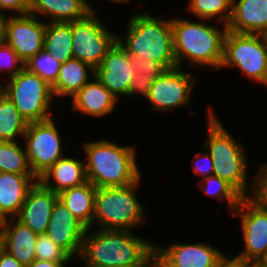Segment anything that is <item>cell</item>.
<instances>
[{"mask_svg": "<svg viewBox=\"0 0 267 267\" xmlns=\"http://www.w3.org/2000/svg\"><path fill=\"white\" fill-rule=\"evenodd\" d=\"M154 250L155 243L135 231L90 228L86 231L78 259L85 267L138 265Z\"/></svg>", "mask_w": 267, "mask_h": 267, "instance_id": "6da1fadb", "label": "cell"}, {"mask_svg": "<svg viewBox=\"0 0 267 267\" xmlns=\"http://www.w3.org/2000/svg\"><path fill=\"white\" fill-rule=\"evenodd\" d=\"M205 20L193 21L182 17H171L173 31V50L177 67L194 66L202 71L204 67L220 70L223 60L224 38L227 25L218 27Z\"/></svg>", "mask_w": 267, "mask_h": 267, "instance_id": "7a4b0ae2", "label": "cell"}, {"mask_svg": "<svg viewBox=\"0 0 267 267\" xmlns=\"http://www.w3.org/2000/svg\"><path fill=\"white\" fill-rule=\"evenodd\" d=\"M82 147L87 180L96 188L122 187L142 178L133 145L121 146L102 137L84 141Z\"/></svg>", "mask_w": 267, "mask_h": 267, "instance_id": "3957f363", "label": "cell"}, {"mask_svg": "<svg viewBox=\"0 0 267 267\" xmlns=\"http://www.w3.org/2000/svg\"><path fill=\"white\" fill-rule=\"evenodd\" d=\"M207 106L208 141L203 143V148L209 150L208 153L213 160V175L230 183L243 197H249V190L252 189L249 185L253 187V180L247 181L249 158L246 156L244 145L224 127L211 104Z\"/></svg>", "mask_w": 267, "mask_h": 267, "instance_id": "277c9868", "label": "cell"}, {"mask_svg": "<svg viewBox=\"0 0 267 267\" xmlns=\"http://www.w3.org/2000/svg\"><path fill=\"white\" fill-rule=\"evenodd\" d=\"M132 14L124 35H117V40L127 53L130 56L140 55L143 59L155 60L167 70L177 68L171 19L164 20L141 11Z\"/></svg>", "mask_w": 267, "mask_h": 267, "instance_id": "5b68a950", "label": "cell"}, {"mask_svg": "<svg viewBox=\"0 0 267 267\" xmlns=\"http://www.w3.org/2000/svg\"><path fill=\"white\" fill-rule=\"evenodd\" d=\"M141 178L122 187L97 188L94 198V224L97 229L133 231L146 222L144 204L137 197Z\"/></svg>", "mask_w": 267, "mask_h": 267, "instance_id": "8992f818", "label": "cell"}, {"mask_svg": "<svg viewBox=\"0 0 267 267\" xmlns=\"http://www.w3.org/2000/svg\"><path fill=\"white\" fill-rule=\"evenodd\" d=\"M1 92L9 98L27 123L53 118L50 112L54 98L51 86L37 74L23 68L15 77L3 79Z\"/></svg>", "mask_w": 267, "mask_h": 267, "instance_id": "52a82bcc", "label": "cell"}, {"mask_svg": "<svg viewBox=\"0 0 267 267\" xmlns=\"http://www.w3.org/2000/svg\"><path fill=\"white\" fill-rule=\"evenodd\" d=\"M236 68L248 79L267 87L266 35L227 31L220 69Z\"/></svg>", "mask_w": 267, "mask_h": 267, "instance_id": "ba28073f", "label": "cell"}, {"mask_svg": "<svg viewBox=\"0 0 267 267\" xmlns=\"http://www.w3.org/2000/svg\"><path fill=\"white\" fill-rule=\"evenodd\" d=\"M91 11L86 17L72 21L73 58L88 64L92 69L99 67L108 50L117 41L116 32Z\"/></svg>", "mask_w": 267, "mask_h": 267, "instance_id": "9c48e42d", "label": "cell"}, {"mask_svg": "<svg viewBox=\"0 0 267 267\" xmlns=\"http://www.w3.org/2000/svg\"><path fill=\"white\" fill-rule=\"evenodd\" d=\"M56 119L28 123L23 143L32 173L39 178L50 166L64 156L62 137Z\"/></svg>", "mask_w": 267, "mask_h": 267, "instance_id": "30bf717a", "label": "cell"}, {"mask_svg": "<svg viewBox=\"0 0 267 267\" xmlns=\"http://www.w3.org/2000/svg\"><path fill=\"white\" fill-rule=\"evenodd\" d=\"M198 80V76L183 67L167 70L152 82L146 101L158 112H171L186 107L190 105L192 90Z\"/></svg>", "mask_w": 267, "mask_h": 267, "instance_id": "8fae6325", "label": "cell"}, {"mask_svg": "<svg viewBox=\"0 0 267 267\" xmlns=\"http://www.w3.org/2000/svg\"><path fill=\"white\" fill-rule=\"evenodd\" d=\"M232 216L240 219L245 248L234 257L242 261H262L267 255V208L250 197H243Z\"/></svg>", "mask_w": 267, "mask_h": 267, "instance_id": "7c38bea8", "label": "cell"}, {"mask_svg": "<svg viewBox=\"0 0 267 267\" xmlns=\"http://www.w3.org/2000/svg\"><path fill=\"white\" fill-rule=\"evenodd\" d=\"M32 14L6 17L3 41L25 63L44 48L46 21Z\"/></svg>", "mask_w": 267, "mask_h": 267, "instance_id": "4fadbf2b", "label": "cell"}, {"mask_svg": "<svg viewBox=\"0 0 267 267\" xmlns=\"http://www.w3.org/2000/svg\"><path fill=\"white\" fill-rule=\"evenodd\" d=\"M155 253L157 267H216L226 255L206 242L155 244Z\"/></svg>", "mask_w": 267, "mask_h": 267, "instance_id": "5bb4252c", "label": "cell"}, {"mask_svg": "<svg viewBox=\"0 0 267 267\" xmlns=\"http://www.w3.org/2000/svg\"><path fill=\"white\" fill-rule=\"evenodd\" d=\"M135 71L130 55L117 40L108 50L94 77L117 99L127 97Z\"/></svg>", "mask_w": 267, "mask_h": 267, "instance_id": "9a60e30c", "label": "cell"}, {"mask_svg": "<svg viewBox=\"0 0 267 267\" xmlns=\"http://www.w3.org/2000/svg\"><path fill=\"white\" fill-rule=\"evenodd\" d=\"M86 231L87 228L58 199L45 234L71 258L78 259Z\"/></svg>", "mask_w": 267, "mask_h": 267, "instance_id": "2e32d148", "label": "cell"}, {"mask_svg": "<svg viewBox=\"0 0 267 267\" xmlns=\"http://www.w3.org/2000/svg\"><path fill=\"white\" fill-rule=\"evenodd\" d=\"M58 193L43 186L38 180L30 188L16 217L36 234H45Z\"/></svg>", "mask_w": 267, "mask_h": 267, "instance_id": "e0dca14e", "label": "cell"}, {"mask_svg": "<svg viewBox=\"0 0 267 267\" xmlns=\"http://www.w3.org/2000/svg\"><path fill=\"white\" fill-rule=\"evenodd\" d=\"M38 234L17 218H8L1 223V247L25 267L35 260V245Z\"/></svg>", "mask_w": 267, "mask_h": 267, "instance_id": "ac0fdd59", "label": "cell"}, {"mask_svg": "<svg viewBox=\"0 0 267 267\" xmlns=\"http://www.w3.org/2000/svg\"><path fill=\"white\" fill-rule=\"evenodd\" d=\"M228 31L267 35V0H232Z\"/></svg>", "mask_w": 267, "mask_h": 267, "instance_id": "d6986e66", "label": "cell"}, {"mask_svg": "<svg viewBox=\"0 0 267 267\" xmlns=\"http://www.w3.org/2000/svg\"><path fill=\"white\" fill-rule=\"evenodd\" d=\"M34 174L0 172V220L16 218L30 188L36 183Z\"/></svg>", "mask_w": 267, "mask_h": 267, "instance_id": "ffe728a7", "label": "cell"}, {"mask_svg": "<svg viewBox=\"0 0 267 267\" xmlns=\"http://www.w3.org/2000/svg\"><path fill=\"white\" fill-rule=\"evenodd\" d=\"M71 98V111L90 117H104L112 114L117 100L95 77Z\"/></svg>", "mask_w": 267, "mask_h": 267, "instance_id": "44dd1931", "label": "cell"}, {"mask_svg": "<svg viewBox=\"0 0 267 267\" xmlns=\"http://www.w3.org/2000/svg\"><path fill=\"white\" fill-rule=\"evenodd\" d=\"M37 180L55 193L88 182L84 161L65 155L43 172Z\"/></svg>", "mask_w": 267, "mask_h": 267, "instance_id": "7402d4cb", "label": "cell"}, {"mask_svg": "<svg viewBox=\"0 0 267 267\" xmlns=\"http://www.w3.org/2000/svg\"><path fill=\"white\" fill-rule=\"evenodd\" d=\"M89 0H30V14L43 15L48 22H72L97 11Z\"/></svg>", "mask_w": 267, "mask_h": 267, "instance_id": "603a6c76", "label": "cell"}, {"mask_svg": "<svg viewBox=\"0 0 267 267\" xmlns=\"http://www.w3.org/2000/svg\"><path fill=\"white\" fill-rule=\"evenodd\" d=\"M94 77V69L88 64L71 58L61 63L58 78L51 86L55 98H73Z\"/></svg>", "mask_w": 267, "mask_h": 267, "instance_id": "cb8c5ba5", "label": "cell"}, {"mask_svg": "<svg viewBox=\"0 0 267 267\" xmlns=\"http://www.w3.org/2000/svg\"><path fill=\"white\" fill-rule=\"evenodd\" d=\"M96 190L97 188L88 181L83 185L58 193V199L87 229L93 228Z\"/></svg>", "mask_w": 267, "mask_h": 267, "instance_id": "d4e9b609", "label": "cell"}, {"mask_svg": "<svg viewBox=\"0 0 267 267\" xmlns=\"http://www.w3.org/2000/svg\"><path fill=\"white\" fill-rule=\"evenodd\" d=\"M43 49L61 63L73 58L72 22H46Z\"/></svg>", "mask_w": 267, "mask_h": 267, "instance_id": "484cf974", "label": "cell"}, {"mask_svg": "<svg viewBox=\"0 0 267 267\" xmlns=\"http://www.w3.org/2000/svg\"><path fill=\"white\" fill-rule=\"evenodd\" d=\"M130 62L135 71L133 81L129 88L127 97L137 96L147 98L150 86L159 76H161L167 69L155 60L143 59L140 55L130 56Z\"/></svg>", "mask_w": 267, "mask_h": 267, "instance_id": "4316f807", "label": "cell"}, {"mask_svg": "<svg viewBox=\"0 0 267 267\" xmlns=\"http://www.w3.org/2000/svg\"><path fill=\"white\" fill-rule=\"evenodd\" d=\"M27 125L13 102L0 91V142L23 139Z\"/></svg>", "mask_w": 267, "mask_h": 267, "instance_id": "83f0119b", "label": "cell"}, {"mask_svg": "<svg viewBox=\"0 0 267 267\" xmlns=\"http://www.w3.org/2000/svg\"><path fill=\"white\" fill-rule=\"evenodd\" d=\"M188 13L207 21L227 25L232 13V0H188Z\"/></svg>", "mask_w": 267, "mask_h": 267, "instance_id": "f1b7e54d", "label": "cell"}, {"mask_svg": "<svg viewBox=\"0 0 267 267\" xmlns=\"http://www.w3.org/2000/svg\"><path fill=\"white\" fill-rule=\"evenodd\" d=\"M197 182V186L207 194V196L215 198L220 202L226 200L227 202L225 204H227L231 214L243 198L230 183L216 175L207 176Z\"/></svg>", "mask_w": 267, "mask_h": 267, "instance_id": "f546056e", "label": "cell"}, {"mask_svg": "<svg viewBox=\"0 0 267 267\" xmlns=\"http://www.w3.org/2000/svg\"><path fill=\"white\" fill-rule=\"evenodd\" d=\"M0 172L33 174L25 147L17 142H0Z\"/></svg>", "mask_w": 267, "mask_h": 267, "instance_id": "4dcf8cb0", "label": "cell"}, {"mask_svg": "<svg viewBox=\"0 0 267 267\" xmlns=\"http://www.w3.org/2000/svg\"><path fill=\"white\" fill-rule=\"evenodd\" d=\"M61 62L51 53L44 49L25 62L24 68L37 74L50 86H52L59 74Z\"/></svg>", "mask_w": 267, "mask_h": 267, "instance_id": "1f68e13d", "label": "cell"}, {"mask_svg": "<svg viewBox=\"0 0 267 267\" xmlns=\"http://www.w3.org/2000/svg\"><path fill=\"white\" fill-rule=\"evenodd\" d=\"M35 259L55 262H72V258L46 234H38L35 245Z\"/></svg>", "mask_w": 267, "mask_h": 267, "instance_id": "d6a6232c", "label": "cell"}, {"mask_svg": "<svg viewBox=\"0 0 267 267\" xmlns=\"http://www.w3.org/2000/svg\"><path fill=\"white\" fill-rule=\"evenodd\" d=\"M24 62L18 57V54L4 41L0 42V75L4 71L7 79L15 77L23 68ZM0 77V84L1 83Z\"/></svg>", "mask_w": 267, "mask_h": 267, "instance_id": "836d02e7", "label": "cell"}, {"mask_svg": "<svg viewBox=\"0 0 267 267\" xmlns=\"http://www.w3.org/2000/svg\"><path fill=\"white\" fill-rule=\"evenodd\" d=\"M252 177L253 187L249 196L258 205L267 208V164H262Z\"/></svg>", "mask_w": 267, "mask_h": 267, "instance_id": "e575fe53", "label": "cell"}, {"mask_svg": "<svg viewBox=\"0 0 267 267\" xmlns=\"http://www.w3.org/2000/svg\"><path fill=\"white\" fill-rule=\"evenodd\" d=\"M192 170L195 175H201L199 180L207 176H211L214 173V164L213 160L210 157L208 152L198 151L193 157Z\"/></svg>", "mask_w": 267, "mask_h": 267, "instance_id": "d590c367", "label": "cell"}, {"mask_svg": "<svg viewBox=\"0 0 267 267\" xmlns=\"http://www.w3.org/2000/svg\"><path fill=\"white\" fill-rule=\"evenodd\" d=\"M0 11L6 16L29 14L30 0H0Z\"/></svg>", "mask_w": 267, "mask_h": 267, "instance_id": "8d00e7d4", "label": "cell"}, {"mask_svg": "<svg viewBox=\"0 0 267 267\" xmlns=\"http://www.w3.org/2000/svg\"><path fill=\"white\" fill-rule=\"evenodd\" d=\"M0 267H25L15 257L0 247Z\"/></svg>", "mask_w": 267, "mask_h": 267, "instance_id": "74e56055", "label": "cell"}, {"mask_svg": "<svg viewBox=\"0 0 267 267\" xmlns=\"http://www.w3.org/2000/svg\"><path fill=\"white\" fill-rule=\"evenodd\" d=\"M67 263H70V262H55V261L35 259L27 267H66Z\"/></svg>", "mask_w": 267, "mask_h": 267, "instance_id": "f35d334b", "label": "cell"}, {"mask_svg": "<svg viewBox=\"0 0 267 267\" xmlns=\"http://www.w3.org/2000/svg\"><path fill=\"white\" fill-rule=\"evenodd\" d=\"M119 267H157V257L155 250L141 264Z\"/></svg>", "mask_w": 267, "mask_h": 267, "instance_id": "ab89813d", "label": "cell"}, {"mask_svg": "<svg viewBox=\"0 0 267 267\" xmlns=\"http://www.w3.org/2000/svg\"><path fill=\"white\" fill-rule=\"evenodd\" d=\"M216 267H239V259L235 257L229 258L228 255H225Z\"/></svg>", "mask_w": 267, "mask_h": 267, "instance_id": "60d3db41", "label": "cell"}, {"mask_svg": "<svg viewBox=\"0 0 267 267\" xmlns=\"http://www.w3.org/2000/svg\"><path fill=\"white\" fill-rule=\"evenodd\" d=\"M239 267H266L261 261H242L239 260Z\"/></svg>", "mask_w": 267, "mask_h": 267, "instance_id": "b9f144b4", "label": "cell"}, {"mask_svg": "<svg viewBox=\"0 0 267 267\" xmlns=\"http://www.w3.org/2000/svg\"><path fill=\"white\" fill-rule=\"evenodd\" d=\"M6 17L7 16L0 11V42H2L4 39V26Z\"/></svg>", "mask_w": 267, "mask_h": 267, "instance_id": "7bdbcfd3", "label": "cell"}, {"mask_svg": "<svg viewBox=\"0 0 267 267\" xmlns=\"http://www.w3.org/2000/svg\"><path fill=\"white\" fill-rule=\"evenodd\" d=\"M108 1H110V2H112V3H119V4H127V3H129L130 4V1H132V0H108Z\"/></svg>", "mask_w": 267, "mask_h": 267, "instance_id": "ee69618b", "label": "cell"}, {"mask_svg": "<svg viewBox=\"0 0 267 267\" xmlns=\"http://www.w3.org/2000/svg\"><path fill=\"white\" fill-rule=\"evenodd\" d=\"M261 262L267 267V255L265 256V258Z\"/></svg>", "mask_w": 267, "mask_h": 267, "instance_id": "f6af8a7d", "label": "cell"}, {"mask_svg": "<svg viewBox=\"0 0 267 267\" xmlns=\"http://www.w3.org/2000/svg\"><path fill=\"white\" fill-rule=\"evenodd\" d=\"M1 223L2 221L0 220V239H1ZM0 247H1V243H0Z\"/></svg>", "mask_w": 267, "mask_h": 267, "instance_id": "bcb514c9", "label": "cell"}]
</instances>
